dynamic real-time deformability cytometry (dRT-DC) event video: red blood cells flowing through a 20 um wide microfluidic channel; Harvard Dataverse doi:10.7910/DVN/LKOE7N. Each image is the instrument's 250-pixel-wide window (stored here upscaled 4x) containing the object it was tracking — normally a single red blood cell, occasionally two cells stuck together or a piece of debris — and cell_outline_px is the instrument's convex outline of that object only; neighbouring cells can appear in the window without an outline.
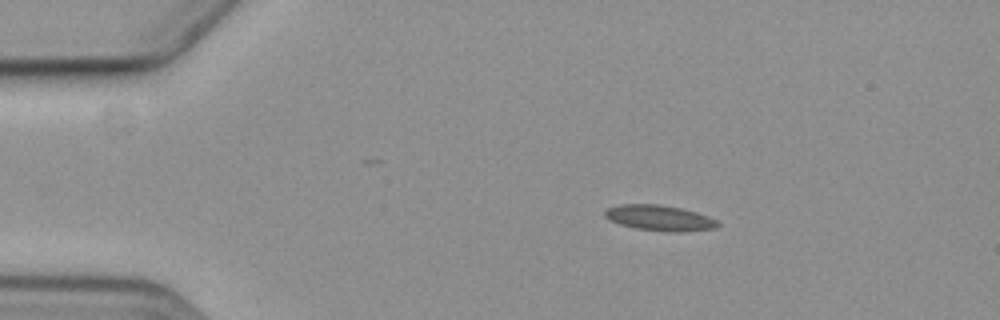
{"species": "common noctule bat (a hibernating species)", "species_latin": "Nyctalus noctula", "temperature_condition": "cold", "stored_images_in_passage": 6, "camera_frame_rate_fps": 3000, "um_per_image_px": 0.085, "animal": {"sex": "female", "body_mass_g": 19.3, "forearm_length_mm": 54.1}, "frame": {"image": 1, "passage_image": 3, "time_ms": 2.333, "image_size_px": [1000, 320], "cell_outline_px": [[720, 224], [716, 228], [680, 232], [668, 232], [636, 228], [620, 224], [608, 220], [604, 216], [604, 212], [608, 208], [620, 204], [660, 204], [680, 208], [696, 212], [708, 216], [716, 220]], "centroid_in_image_um": [56.05, 18.52], "position_along_channel_um": 29.0, "area_um2": 16.82}}